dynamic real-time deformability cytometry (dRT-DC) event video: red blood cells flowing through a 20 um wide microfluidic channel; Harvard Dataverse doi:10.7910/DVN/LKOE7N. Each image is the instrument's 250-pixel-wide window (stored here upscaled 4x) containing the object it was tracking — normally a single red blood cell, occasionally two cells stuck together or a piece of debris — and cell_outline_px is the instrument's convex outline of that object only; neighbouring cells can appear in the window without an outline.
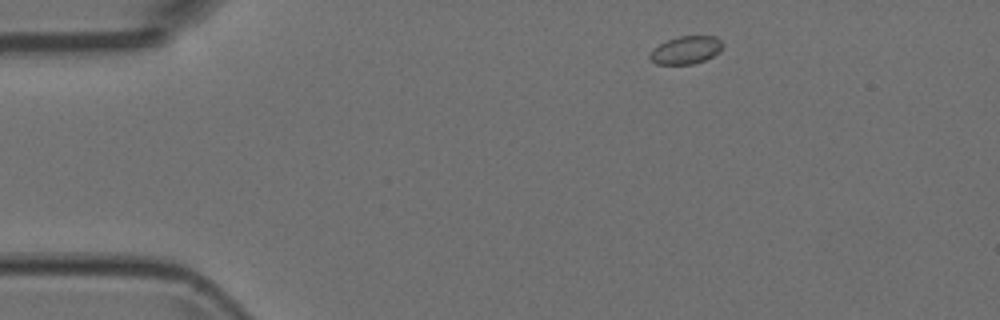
{"species": "Egyptian fruit bat (a non-hibernating species)", "species_latin": "Rousettus aegyptiacus", "temperature_condition": "room temperature", "stored_images_in_passage": 3, "camera_frame_rate_fps": 3000, "um_per_image_px": 0.085, "animal": {"sex": "female"}, "frame": {"image": 1, "passage_image": 1, "time_ms": 0.0, "image_size_px": [1000, 320], "cell_outline_px": [[724, 44], [720, 52], [704, 60], [692, 64], [656, 64], [648, 60], [648, 56], [652, 48], [668, 40], [680, 36], [716, 36]], "centroid_in_image_um": [58.28, 4.26], "position_along_channel_um": 26.7, "area_um2": 11.91}}